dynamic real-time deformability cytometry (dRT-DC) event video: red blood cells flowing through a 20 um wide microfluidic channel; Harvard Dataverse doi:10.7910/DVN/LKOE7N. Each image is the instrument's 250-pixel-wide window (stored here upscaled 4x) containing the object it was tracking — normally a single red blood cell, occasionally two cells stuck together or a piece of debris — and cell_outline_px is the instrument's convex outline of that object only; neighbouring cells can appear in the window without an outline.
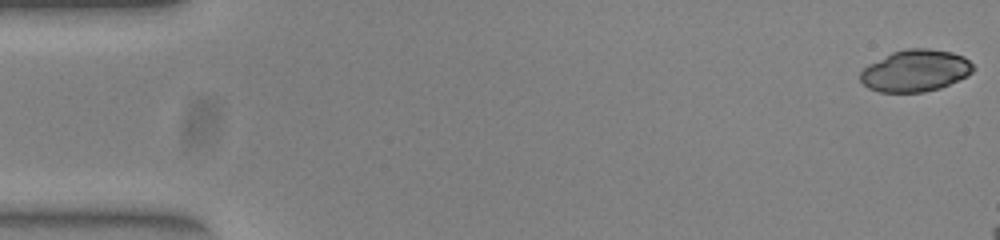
{"species": "common noctule bat (a hibernating species)", "species_latin": "Nyctalus noctula", "temperature_condition": "warm", "stored_images_in_passage": 9, "camera_frame_rate_fps": 3000, "um_per_image_px": 0.085, "animal": {"sex": "female", "body_mass_g": 23.0, "forearm_length_mm": 53.4}, "frame": {"image": 1, "passage_image": 1, "time_ms": 0.0, "image_size_px": [1000, 240], "cell_outline_px": [[976, 68], [968, 76], [940, 88], [924, 92], [880, 92], [868, 88], [860, 80], [860, 72], [868, 64], [892, 52], [908, 48], [928, 48], [952, 52], [964, 56]], "centroid_in_image_um": [77.82, 6.01], "position_along_channel_um": 7.2, "area_um2": 27.63}}